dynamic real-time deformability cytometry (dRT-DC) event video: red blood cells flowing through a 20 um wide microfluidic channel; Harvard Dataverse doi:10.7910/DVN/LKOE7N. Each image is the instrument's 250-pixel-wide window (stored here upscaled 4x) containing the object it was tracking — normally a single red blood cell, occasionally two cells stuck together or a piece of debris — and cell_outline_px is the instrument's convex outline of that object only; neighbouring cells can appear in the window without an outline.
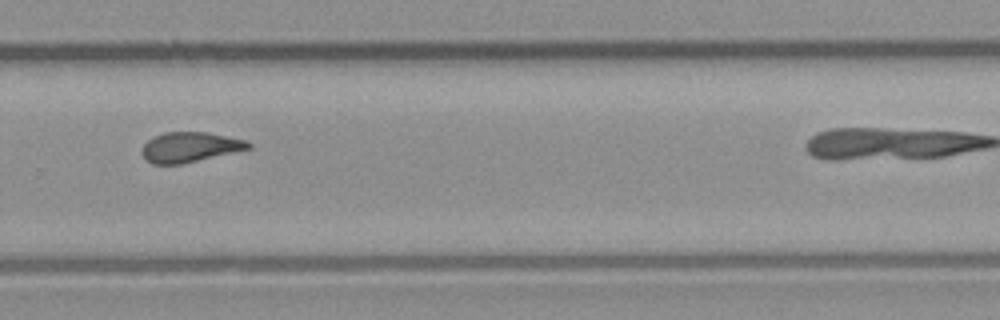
{"species": "common noctule bat (a hibernating species)", "species_latin": "Nyctalus noctula", "temperature_condition": "room temperature", "stored_images_in_passage": 26, "camera_frame_rate_fps": 3000, "um_per_image_px": 0.085, "animal": {"sex": "male", "body_mass_g": 23.1, "forearm_length_mm": 52.7}, "frame": {"image": 1, "passage_image": 19, "time_ms": 6.0, "image_size_px": [1000, 320], "cell_outline_px": [[252, 148], [180, 164], [152, 164], [144, 156], [144, 144], [152, 136], [164, 132], [208, 132], [248, 140], [252, 144]], "centroid_in_image_um": [16.19, 12.48], "position_along_channel_um": 313.6, "area_um2": 18.5}}
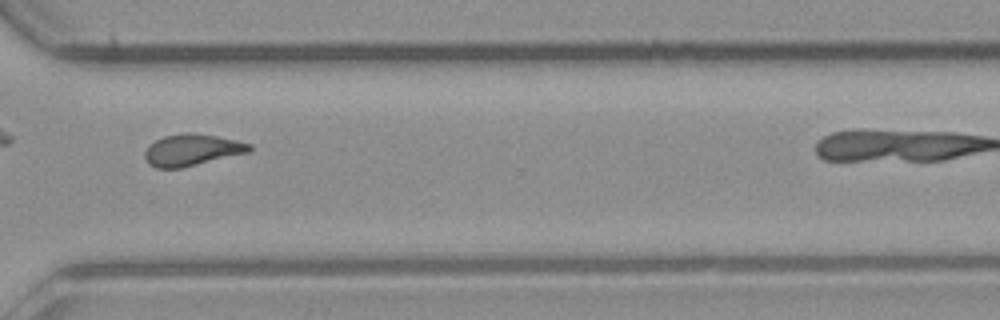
{"frame": {"image": 2, "passage_image": 22, "time_ms": 7.0, "image_size_px": [1000, 320], "cell_outline_px": [[252, 152], [180, 168], [156, 168], [148, 164], [144, 156], [144, 152], [148, 144], [164, 136], [216, 136], [236, 140], [252, 144]], "centroid_in_image_um": [16.33, 12.8], "position_along_channel_um": 354.3, "area_um2": 18.67}}